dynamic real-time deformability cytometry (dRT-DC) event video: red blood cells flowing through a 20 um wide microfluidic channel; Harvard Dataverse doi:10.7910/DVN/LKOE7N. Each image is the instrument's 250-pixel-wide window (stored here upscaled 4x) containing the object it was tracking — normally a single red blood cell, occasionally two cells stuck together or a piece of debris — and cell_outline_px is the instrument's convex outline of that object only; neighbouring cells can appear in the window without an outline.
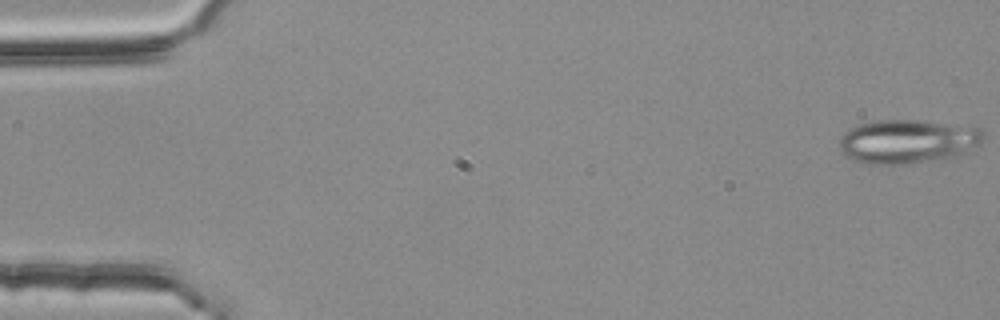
{"species": "common noctule bat (a hibernating species)", "species_latin": "Nyctalus noctula", "temperature_condition": "room temperature", "stored_images_in_passage": 54, "segment_of_instrument_passage": [1, 2], "camera_frame_rate_fps": 3000, "um_per_image_px": 0.085, "animal": {"sex": "female", "body_mass_g": 25.1}, "frame": {"image": 1, "passage_image": 1, "time_ms": 0.0, "image_size_px": [1000, 320], "cell_outline_px": [[984, 140], [980, 144], [964, 152], [952, 156], [908, 164], [872, 164], [852, 160], [840, 152], [840, 136], [844, 132], [860, 124], [876, 120], [916, 120], [980, 128], [984, 132]], "centroid_in_image_um": [77.11, 12.02], "position_along_channel_um": 7.9, "area_um2": 36.47}}